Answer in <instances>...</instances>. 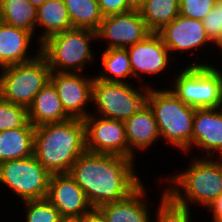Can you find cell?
I'll list each match as a JSON object with an SVG mask.
<instances>
[{
	"label": "cell",
	"instance_id": "74e56055",
	"mask_svg": "<svg viewBox=\"0 0 222 222\" xmlns=\"http://www.w3.org/2000/svg\"><path fill=\"white\" fill-rule=\"evenodd\" d=\"M34 7H40L46 0H28Z\"/></svg>",
	"mask_w": 222,
	"mask_h": 222
},
{
	"label": "cell",
	"instance_id": "7c38bea8",
	"mask_svg": "<svg viewBox=\"0 0 222 222\" xmlns=\"http://www.w3.org/2000/svg\"><path fill=\"white\" fill-rule=\"evenodd\" d=\"M93 71L88 73L51 72L63 108L71 118L84 120L92 113ZM89 109V110H88ZM91 111V112H90Z\"/></svg>",
	"mask_w": 222,
	"mask_h": 222
},
{
	"label": "cell",
	"instance_id": "484cf974",
	"mask_svg": "<svg viewBox=\"0 0 222 222\" xmlns=\"http://www.w3.org/2000/svg\"><path fill=\"white\" fill-rule=\"evenodd\" d=\"M73 28L97 31L104 19L97 0H64Z\"/></svg>",
	"mask_w": 222,
	"mask_h": 222
},
{
	"label": "cell",
	"instance_id": "4316f807",
	"mask_svg": "<svg viewBox=\"0 0 222 222\" xmlns=\"http://www.w3.org/2000/svg\"><path fill=\"white\" fill-rule=\"evenodd\" d=\"M158 175L157 180H160L159 185V199L154 205L153 222H194V218L197 217V213L192 212L194 210L176 203L165 191L163 187V181ZM160 178V179H159ZM161 184V185H160ZM163 187V188H162ZM162 188V189H161ZM196 222V221H195Z\"/></svg>",
	"mask_w": 222,
	"mask_h": 222
},
{
	"label": "cell",
	"instance_id": "d590c367",
	"mask_svg": "<svg viewBox=\"0 0 222 222\" xmlns=\"http://www.w3.org/2000/svg\"><path fill=\"white\" fill-rule=\"evenodd\" d=\"M129 5L132 9H139L141 6H143L147 0H128Z\"/></svg>",
	"mask_w": 222,
	"mask_h": 222
},
{
	"label": "cell",
	"instance_id": "ba28073f",
	"mask_svg": "<svg viewBox=\"0 0 222 222\" xmlns=\"http://www.w3.org/2000/svg\"><path fill=\"white\" fill-rule=\"evenodd\" d=\"M136 84L107 82L94 77L92 106L95 108H91V114L125 122L146 104L149 87Z\"/></svg>",
	"mask_w": 222,
	"mask_h": 222
},
{
	"label": "cell",
	"instance_id": "3957f363",
	"mask_svg": "<svg viewBox=\"0 0 222 222\" xmlns=\"http://www.w3.org/2000/svg\"><path fill=\"white\" fill-rule=\"evenodd\" d=\"M84 120L70 118L35 127L34 156L50 174L68 173L86 152Z\"/></svg>",
	"mask_w": 222,
	"mask_h": 222
},
{
	"label": "cell",
	"instance_id": "5b68a950",
	"mask_svg": "<svg viewBox=\"0 0 222 222\" xmlns=\"http://www.w3.org/2000/svg\"><path fill=\"white\" fill-rule=\"evenodd\" d=\"M96 41L95 31L72 28L51 35L42 42L41 54L46 58L51 72L89 73L87 67L97 60V47L93 48Z\"/></svg>",
	"mask_w": 222,
	"mask_h": 222
},
{
	"label": "cell",
	"instance_id": "836d02e7",
	"mask_svg": "<svg viewBox=\"0 0 222 222\" xmlns=\"http://www.w3.org/2000/svg\"><path fill=\"white\" fill-rule=\"evenodd\" d=\"M82 222H107V220L98 208H93L82 217Z\"/></svg>",
	"mask_w": 222,
	"mask_h": 222
},
{
	"label": "cell",
	"instance_id": "d6a6232c",
	"mask_svg": "<svg viewBox=\"0 0 222 222\" xmlns=\"http://www.w3.org/2000/svg\"><path fill=\"white\" fill-rule=\"evenodd\" d=\"M205 212L208 219L211 217L210 222L222 221V193L206 207Z\"/></svg>",
	"mask_w": 222,
	"mask_h": 222
},
{
	"label": "cell",
	"instance_id": "e0dca14e",
	"mask_svg": "<svg viewBox=\"0 0 222 222\" xmlns=\"http://www.w3.org/2000/svg\"><path fill=\"white\" fill-rule=\"evenodd\" d=\"M36 41L30 32L0 20V69L35 59L41 54V44Z\"/></svg>",
	"mask_w": 222,
	"mask_h": 222
},
{
	"label": "cell",
	"instance_id": "5bb4252c",
	"mask_svg": "<svg viewBox=\"0 0 222 222\" xmlns=\"http://www.w3.org/2000/svg\"><path fill=\"white\" fill-rule=\"evenodd\" d=\"M89 152L128 158L125 122L90 114L84 119Z\"/></svg>",
	"mask_w": 222,
	"mask_h": 222
},
{
	"label": "cell",
	"instance_id": "f1b7e54d",
	"mask_svg": "<svg viewBox=\"0 0 222 222\" xmlns=\"http://www.w3.org/2000/svg\"><path fill=\"white\" fill-rule=\"evenodd\" d=\"M28 122V108L0 97V131L22 128Z\"/></svg>",
	"mask_w": 222,
	"mask_h": 222
},
{
	"label": "cell",
	"instance_id": "d6986e66",
	"mask_svg": "<svg viewBox=\"0 0 222 222\" xmlns=\"http://www.w3.org/2000/svg\"><path fill=\"white\" fill-rule=\"evenodd\" d=\"M128 143V158L138 159L142 153H147L156 143H161L160 132L152 110L144 105L131 118L125 121ZM141 155H137L138 153Z\"/></svg>",
	"mask_w": 222,
	"mask_h": 222
},
{
	"label": "cell",
	"instance_id": "277c9868",
	"mask_svg": "<svg viewBox=\"0 0 222 222\" xmlns=\"http://www.w3.org/2000/svg\"><path fill=\"white\" fill-rule=\"evenodd\" d=\"M146 104L154 114L163 145L175 147L182 155L192 143L196 108L184 104L164 83L149 88Z\"/></svg>",
	"mask_w": 222,
	"mask_h": 222
},
{
	"label": "cell",
	"instance_id": "1f68e13d",
	"mask_svg": "<svg viewBox=\"0 0 222 222\" xmlns=\"http://www.w3.org/2000/svg\"><path fill=\"white\" fill-rule=\"evenodd\" d=\"M97 2L104 16L125 13L132 10L128 0H97Z\"/></svg>",
	"mask_w": 222,
	"mask_h": 222
},
{
	"label": "cell",
	"instance_id": "44dd1931",
	"mask_svg": "<svg viewBox=\"0 0 222 222\" xmlns=\"http://www.w3.org/2000/svg\"><path fill=\"white\" fill-rule=\"evenodd\" d=\"M72 28L64 0H46L37 8L36 39L40 44L51 35Z\"/></svg>",
	"mask_w": 222,
	"mask_h": 222
},
{
	"label": "cell",
	"instance_id": "9a60e30c",
	"mask_svg": "<svg viewBox=\"0 0 222 222\" xmlns=\"http://www.w3.org/2000/svg\"><path fill=\"white\" fill-rule=\"evenodd\" d=\"M194 149L200 151L201 155ZM183 154L184 156L222 158V107L195 110L192 143Z\"/></svg>",
	"mask_w": 222,
	"mask_h": 222
},
{
	"label": "cell",
	"instance_id": "2e32d148",
	"mask_svg": "<svg viewBox=\"0 0 222 222\" xmlns=\"http://www.w3.org/2000/svg\"><path fill=\"white\" fill-rule=\"evenodd\" d=\"M62 217L82 218L93 206L69 173L51 174L46 197Z\"/></svg>",
	"mask_w": 222,
	"mask_h": 222
},
{
	"label": "cell",
	"instance_id": "e575fe53",
	"mask_svg": "<svg viewBox=\"0 0 222 222\" xmlns=\"http://www.w3.org/2000/svg\"><path fill=\"white\" fill-rule=\"evenodd\" d=\"M215 50L214 51V54H216L218 51V53L216 54V57L213 58V60H217L219 59L220 62L218 61V64L220 65L222 63V28L221 30L219 31L218 35L216 36V38L212 41V50ZM220 52V53H219ZM217 56H221L220 58Z\"/></svg>",
	"mask_w": 222,
	"mask_h": 222
},
{
	"label": "cell",
	"instance_id": "83f0119b",
	"mask_svg": "<svg viewBox=\"0 0 222 222\" xmlns=\"http://www.w3.org/2000/svg\"><path fill=\"white\" fill-rule=\"evenodd\" d=\"M23 203V204H22ZM20 209L24 222H59L62 218L59 210L47 199L28 200L21 202Z\"/></svg>",
	"mask_w": 222,
	"mask_h": 222
},
{
	"label": "cell",
	"instance_id": "7a4b0ae2",
	"mask_svg": "<svg viewBox=\"0 0 222 222\" xmlns=\"http://www.w3.org/2000/svg\"><path fill=\"white\" fill-rule=\"evenodd\" d=\"M188 158L187 167L160 177L166 183L163 182L166 193L176 203L192 210L198 206L197 210L202 211L222 193V158Z\"/></svg>",
	"mask_w": 222,
	"mask_h": 222
},
{
	"label": "cell",
	"instance_id": "9c48e42d",
	"mask_svg": "<svg viewBox=\"0 0 222 222\" xmlns=\"http://www.w3.org/2000/svg\"><path fill=\"white\" fill-rule=\"evenodd\" d=\"M51 70L46 58L35 59L0 69V97L28 108L34 97L50 81Z\"/></svg>",
	"mask_w": 222,
	"mask_h": 222
},
{
	"label": "cell",
	"instance_id": "4fadbf2b",
	"mask_svg": "<svg viewBox=\"0 0 222 222\" xmlns=\"http://www.w3.org/2000/svg\"><path fill=\"white\" fill-rule=\"evenodd\" d=\"M151 33L137 9L104 16L96 31L97 41L106 42L105 49H126Z\"/></svg>",
	"mask_w": 222,
	"mask_h": 222
},
{
	"label": "cell",
	"instance_id": "ac0fdd59",
	"mask_svg": "<svg viewBox=\"0 0 222 222\" xmlns=\"http://www.w3.org/2000/svg\"><path fill=\"white\" fill-rule=\"evenodd\" d=\"M144 184L145 181L122 201L104 204L98 208L107 222H153L154 209L151 208L155 205L154 202H157L148 199L151 198L147 193L151 186Z\"/></svg>",
	"mask_w": 222,
	"mask_h": 222
},
{
	"label": "cell",
	"instance_id": "52a82bcc",
	"mask_svg": "<svg viewBox=\"0 0 222 222\" xmlns=\"http://www.w3.org/2000/svg\"><path fill=\"white\" fill-rule=\"evenodd\" d=\"M157 33L162 38L164 45L168 48L171 57L176 62L180 60L182 61L186 57L185 60H183L184 66H206L218 64V62L212 60L213 57H215L214 54L212 55V51L214 50H211L212 41L207 36L205 28L203 26V22L201 20L187 18L179 14L172 22L165 25ZM206 49L208 51V54ZM203 53H205L204 55L207 57H205ZM209 53L212 57H210ZM183 54L184 58H182L183 56H181ZM185 54L188 55L185 56ZM199 54L201 55V58L203 57V59L200 58ZM193 56H195L196 58ZM208 57L212 59L210 60V58ZM188 58L190 62L187 61Z\"/></svg>",
	"mask_w": 222,
	"mask_h": 222
},
{
	"label": "cell",
	"instance_id": "603a6c76",
	"mask_svg": "<svg viewBox=\"0 0 222 222\" xmlns=\"http://www.w3.org/2000/svg\"><path fill=\"white\" fill-rule=\"evenodd\" d=\"M34 133L30 122L22 128L0 131V163L34 155Z\"/></svg>",
	"mask_w": 222,
	"mask_h": 222
},
{
	"label": "cell",
	"instance_id": "ffe728a7",
	"mask_svg": "<svg viewBox=\"0 0 222 222\" xmlns=\"http://www.w3.org/2000/svg\"><path fill=\"white\" fill-rule=\"evenodd\" d=\"M70 118L64 110L57 90L51 81L40 90L28 107V119L34 127L59 123Z\"/></svg>",
	"mask_w": 222,
	"mask_h": 222
},
{
	"label": "cell",
	"instance_id": "7402d4cb",
	"mask_svg": "<svg viewBox=\"0 0 222 222\" xmlns=\"http://www.w3.org/2000/svg\"><path fill=\"white\" fill-rule=\"evenodd\" d=\"M102 50V51H101ZM98 51V61L101 62L98 74L95 72L94 77L107 82L136 83L133 80V72L130 65V58L126 49L109 48ZM101 55V56H100ZM100 56V57H99ZM100 58V59H99ZM102 66V68H101ZM97 74V75H96ZM131 79V80H130ZM134 81V82H133Z\"/></svg>",
	"mask_w": 222,
	"mask_h": 222
},
{
	"label": "cell",
	"instance_id": "8992f818",
	"mask_svg": "<svg viewBox=\"0 0 222 222\" xmlns=\"http://www.w3.org/2000/svg\"><path fill=\"white\" fill-rule=\"evenodd\" d=\"M181 67L165 83L177 98L196 109L222 107V64Z\"/></svg>",
	"mask_w": 222,
	"mask_h": 222
},
{
	"label": "cell",
	"instance_id": "cb8c5ba5",
	"mask_svg": "<svg viewBox=\"0 0 222 222\" xmlns=\"http://www.w3.org/2000/svg\"><path fill=\"white\" fill-rule=\"evenodd\" d=\"M37 8L28 0H0V20L36 38Z\"/></svg>",
	"mask_w": 222,
	"mask_h": 222
},
{
	"label": "cell",
	"instance_id": "30bf717a",
	"mask_svg": "<svg viewBox=\"0 0 222 222\" xmlns=\"http://www.w3.org/2000/svg\"><path fill=\"white\" fill-rule=\"evenodd\" d=\"M50 176L34 155L0 163V187L13 193L18 202L45 199Z\"/></svg>",
	"mask_w": 222,
	"mask_h": 222
},
{
	"label": "cell",
	"instance_id": "8fae6325",
	"mask_svg": "<svg viewBox=\"0 0 222 222\" xmlns=\"http://www.w3.org/2000/svg\"><path fill=\"white\" fill-rule=\"evenodd\" d=\"M126 50L129 54L134 80H137L138 83L149 88L156 87L157 83L155 82L154 85H152L153 81L150 82L147 78L151 79L153 75L152 78L154 80L158 78L157 80L159 82L160 78L161 83H163L166 76L172 78V72L170 71L173 70V72H175L177 70L172 67L175 66V63L177 65L175 67H178L179 65L182 66V63L180 64V62L174 61L171 57L168 48L164 45V42L158 33L152 32L143 41L130 45ZM170 67H172V69ZM163 76L164 78L162 80Z\"/></svg>",
	"mask_w": 222,
	"mask_h": 222
},
{
	"label": "cell",
	"instance_id": "4dcf8cb0",
	"mask_svg": "<svg viewBox=\"0 0 222 222\" xmlns=\"http://www.w3.org/2000/svg\"><path fill=\"white\" fill-rule=\"evenodd\" d=\"M207 36L213 41L222 28V0H217L213 9L202 20Z\"/></svg>",
	"mask_w": 222,
	"mask_h": 222
},
{
	"label": "cell",
	"instance_id": "8d00e7d4",
	"mask_svg": "<svg viewBox=\"0 0 222 222\" xmlns=\"http://www.w3.org/2000/svg\"><path fill=\"white\" fill-rule=\"evenodd\" d=\"M59 222H82V218H77V217H62Z\"/></svg>",
	"mask_w": 222,
	"mask_h": 222
},
{
	"label": "cell",
	"instance_id": "6da1fadb",
	"mask_svg": "<svg viewBox=\"0 0 222 222\" xmlns=\"http://www.w3.org/2000/svg\"><path fill=\"white\" fill-rule=\"evenodd\" d=\"M135 161L123 156L86 151L68 173L86 193L93 208H99L122 201L145 181L137 171L139 165Z\"/></svg>",
	"mask_w": 222,
	"mask_h": 222
},
{
	"label": "cell",
	"instance_id": "d4e9b609",
	"mask_svg": "<svg viewBox=\"0 0 222 222\" xmlns=\"http://www.w3.org/2000/svg\"><path fill=\"white\" fill-rule=\"evenodd\" d=\"M151 32H159L179 15V0H147L139 9Z\"/></svg>",
	"mask_w": 222,
	"mask_h": 222
},
{
	"label": "cell",
	"instance_id": "f546056e",
	"mask_svg": "<svg viewBox=\"0 0 222 222\" xmlns=\"http://www.w3.org/2000/svg\"><path fill=\"white\" fill-rule=\"evenodd\" d=\"M217 0H179V14L196 20H203L213 9Z\"/></svg>",
	"mask_w": 222,
	"mask_h": 222
}]
</instances>
